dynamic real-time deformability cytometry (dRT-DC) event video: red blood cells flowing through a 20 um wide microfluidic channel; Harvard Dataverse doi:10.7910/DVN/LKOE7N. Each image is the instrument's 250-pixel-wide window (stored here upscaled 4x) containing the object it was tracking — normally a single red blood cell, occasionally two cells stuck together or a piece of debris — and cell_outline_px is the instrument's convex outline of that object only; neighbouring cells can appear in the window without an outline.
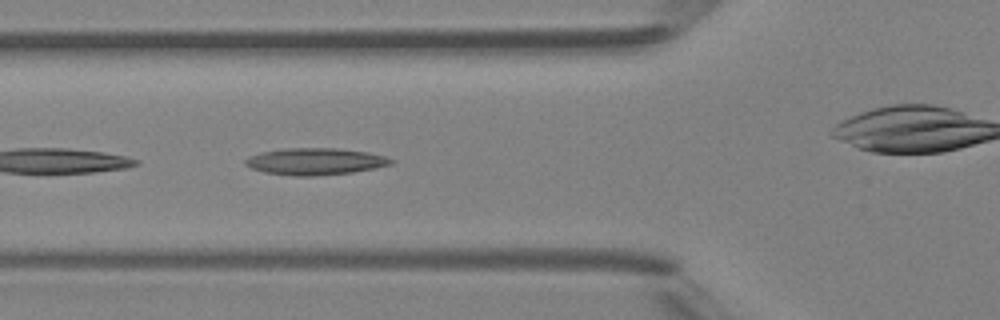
{"species": "Egyptian fruit bat (a non-hibernating species)", "species_latin": "Rousettus aegyptiacus", "temperature_condition": "room temperature", "stored_images_in_passage": 4, "segment_of_instrument_passage": [1, 2], "camera_frame_rate_fps": 3000, "um_per_image_px": 0.085, "animal": {"sex": "female"}, "frame": {"image": 1, "passage_image": 3, "time_ms": 2.333, "image_size_px": [1000, 320], "cell_outline_px": [[392, 164], [376, 168], [352, 172], [312, 176], [296, 176], [264, 172], [252, 168], [244, 164], [244, 160], [248, 156], [260, 152], [284, 148], [336, 148], [368, 152], [384, 156], [392, 160]], "centroid_in_image_um": [26.75, 13.72], "position_along_channel_um": 99.0, "area_um2": 22.72}}